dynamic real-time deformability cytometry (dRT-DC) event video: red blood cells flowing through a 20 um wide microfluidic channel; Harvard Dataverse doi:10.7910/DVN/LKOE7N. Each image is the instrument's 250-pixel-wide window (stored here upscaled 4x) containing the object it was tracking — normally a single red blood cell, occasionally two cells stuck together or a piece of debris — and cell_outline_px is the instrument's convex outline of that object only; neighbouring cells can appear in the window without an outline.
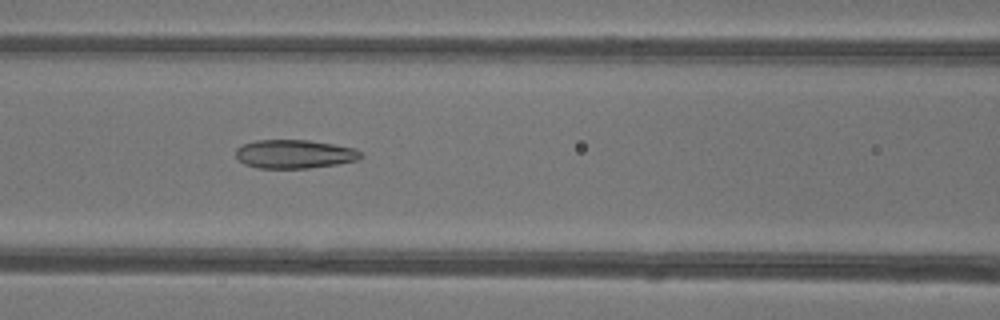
{"species": "common noctule bat (a hibernating species)", "species_latin": "Nyctalus noctula", "temperature_condition": "warm", "stored_images_in_passage": 46, "camera_frame_rate_fps": 3000, "um_per_image_px": 0.085, "animal": {"sex": "female"}, "frame": {"image": 1, "passage_image": 23, "time_ms": 7.333, "image_size_px": [1000, 320], "cell_outline_px": [[360, 156], [356, 160], [336, 164], [308, 168], [256, 168], [244, 164], [236, 156], [236, 148], [244, 144], [256, 140], [308, 140], [356, 148], [360, 152]], "centroid_in_image_um": [24.99, 13.09], "position_along_channel_um": 141.6, "area_um2": 20.69}}
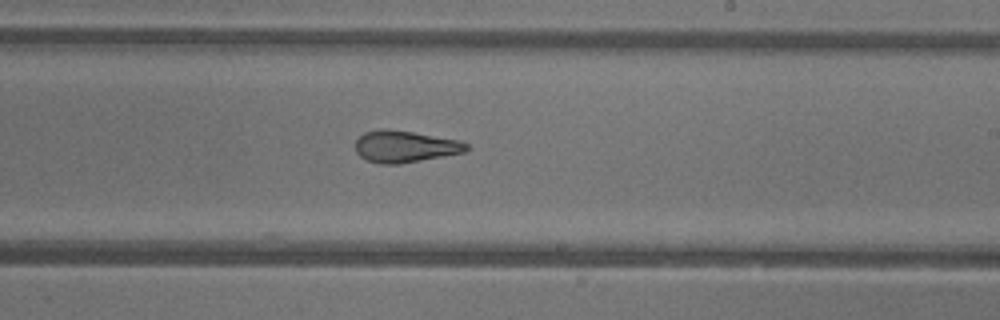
{"frame": {"image": 2, "passage_image": 31, "time_ms": 10.0, "image_size_px": [1000, 320], "cell_outline_px": [[468, 148], [464, 152], [444, 156], [400, 164], [380, 164], [368, 160], [360, 156], [356, 152], [356, 140], [364, 132], [380, 128], [388, 128], [460, 140], [468, 144]], "centroid_in_image_um": [34.4, 12.44], "position_along_channel_um": 254.6, "area_um2": 20.58}}
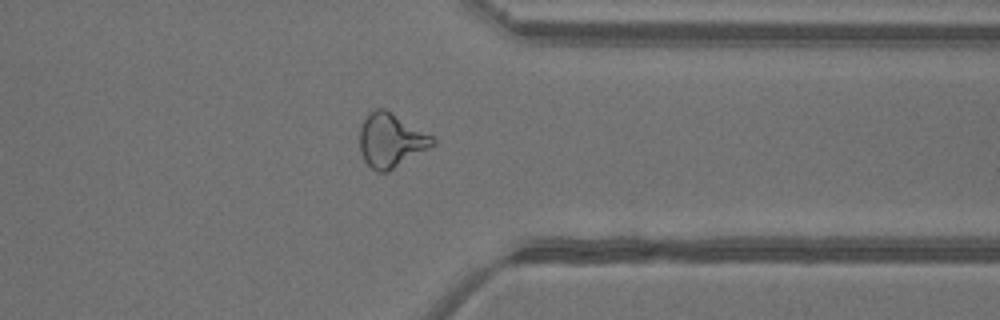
{"frame": {"image": 3, "passage_image": 40, "time_ms": 13.0, "image_size_px": [1000, 320], "cell_outline_px": [[436, 144], [388, 172], [376, 172], [364, 160], [360, 152], [360, 128], [364, 120], [376, 108], [384, 108], [432, 136], [436, 140]], "centroid_in_image_um": [33.23, 11.96], "position_along_channel_um": 378.2, "area_um2": 22.6}, "authors_computed_cell_mechanics": {"area_um2": 22.5709, "velocity_mm_per_s": 4.2346, "shape_relaxation_time_tau1_ms": null, "shape_relaxation_time_tau2_ms": 2.2531, "deformation_change_tau1": null, "deformation_change_tau2": 0.1141}}